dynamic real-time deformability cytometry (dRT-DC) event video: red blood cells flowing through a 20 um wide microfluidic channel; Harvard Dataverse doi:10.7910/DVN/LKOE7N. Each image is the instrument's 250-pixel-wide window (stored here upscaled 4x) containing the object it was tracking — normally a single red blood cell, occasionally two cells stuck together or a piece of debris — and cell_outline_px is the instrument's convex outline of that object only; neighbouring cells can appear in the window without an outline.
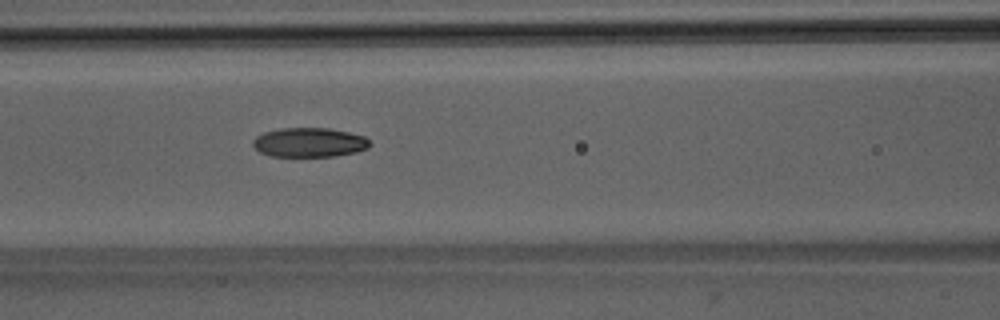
{"species": "Egyptian fruit bat (a non-hibernating species)", "species_latin": "Rousettus aegyptiacus", "temperature_condition": "room temperature", "stored_images_in_passage": 30, "camera_frame_rate_fps": 3000, "um_per_image_px": 0.085, "animal": {"sex": "male"}, "frame": {"image": 1, "passage_image": 7, "time_ms": 2.0, "image_size_px": [1000, 320], "cell_outline_px": [[372, 144], [368, 148], [356, 152], [332, 156], [272, 156], [260, 152], [252, 144], [252, 140], [256, 136], [264, 132], [280, 128], [328, 128], [348, 132], [364, 136]], "centroid_in_image_um": [26.29, 12.1], "position_along_channel_um": 140.3, "area_um2": 19.94}}
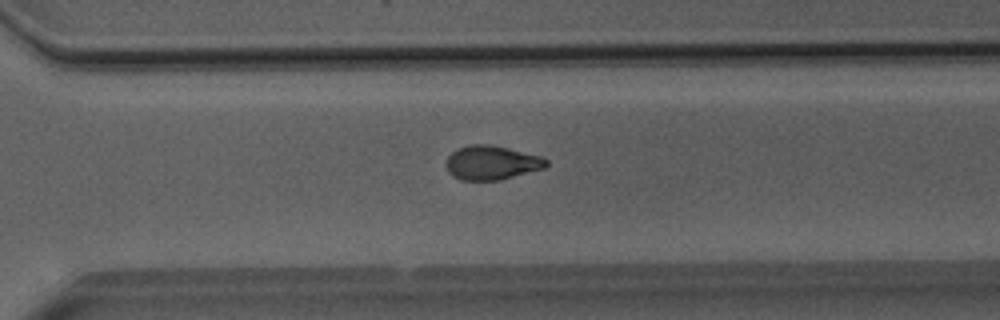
{"frame": {"image": 2, "passage_image": 21, "time_ms": 6.667, "image_size_px": [1000, 320], "cell_outline_px": [[548, 164], [544, 168], [500, 180], [460, 180], [452, 176], [448, 172], [448, 156], [456, 148], [472, 144], [488, 144], [508, 148], [540, 156], [548, 160]], "centroid_in_image_um": [41.78, 13.83], "position_along_channel_um": 328.8, "area_um2": 19.77}}
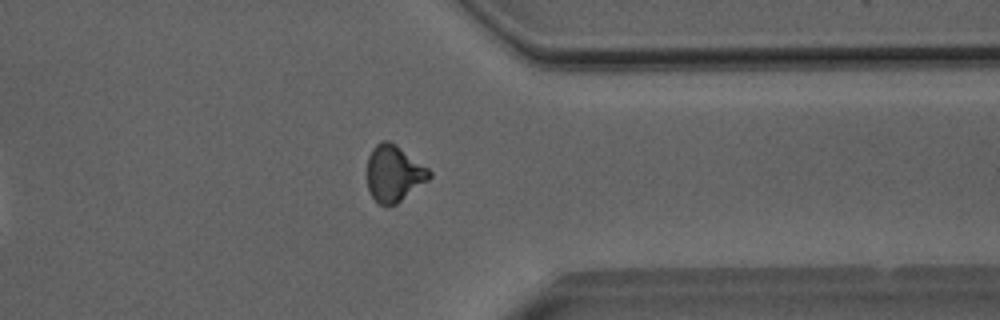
{"frame": {"image": 3, "passage_image": 25, "time_ms": 8.0, "image_size_px": [1000, 320], "cell_outline_px": [[432, 176], [428, 180], [396, 204], [380, 204], [372, 196], [368, 188], [368, 156], [372, 148], [380, 140], [388, 140], [396, 144], [428, 168], [432, 172]], "centroid_in_image_um": [33.49, 14.71], "position_along_channel_um": 377.9, "area_um2": 20.23}, "authors_computed_cell_mechanics": {"area_um2": 20.1722, "velocity_mm_per_s": 4.0523, "shape_relaxation_time_tau1_ms": 4.5067, "shape_relaxation_time_tau2_ms": 4.2969, "deformation_change_tau1": 0.1478, "deformation_change_tau2": 0.108}}